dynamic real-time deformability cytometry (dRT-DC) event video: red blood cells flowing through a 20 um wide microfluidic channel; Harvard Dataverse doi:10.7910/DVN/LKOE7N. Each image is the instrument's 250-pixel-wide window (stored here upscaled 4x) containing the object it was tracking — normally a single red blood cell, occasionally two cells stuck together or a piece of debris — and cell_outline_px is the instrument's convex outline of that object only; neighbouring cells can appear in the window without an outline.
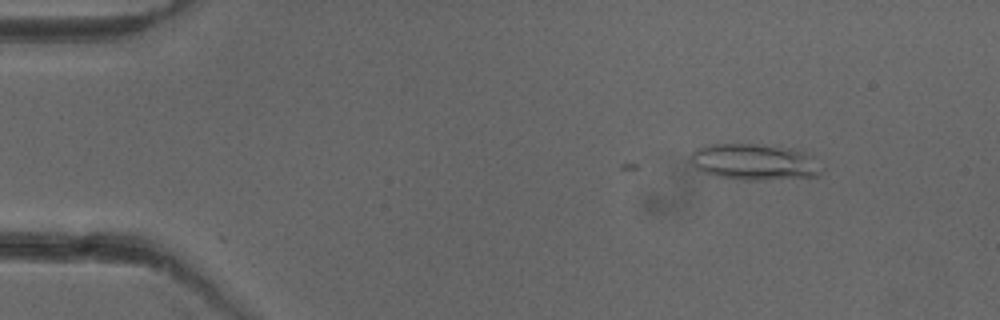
{"species": "common noctule bat (a hibernating species)", "species_latin": "Nyctalus noctula", "temperature_condition": "cold", "stored_images_in_passage": 2, "camera_frame_rate_fps": 3000, "um_per_image_px": 0.085, "animal": {"sex": "female"}, "frame": {"image": 1, "passage_image": 2, "time_ms": 0.333, "image_size_px": [1000, 320], "cell_outline_px": [[824, 168], [820, 176], [760, 180], [740, 180], [716, 176], [704, 172], [696, 168], [688, 160], [692, 152], [696, 148], [704, 144], [760, 144], [792, 148], [804, 152]], "centroid_in_image_um": [64.09, 13.76], "position_along_channel_um": 20.9, "area_um2": 27.98}}